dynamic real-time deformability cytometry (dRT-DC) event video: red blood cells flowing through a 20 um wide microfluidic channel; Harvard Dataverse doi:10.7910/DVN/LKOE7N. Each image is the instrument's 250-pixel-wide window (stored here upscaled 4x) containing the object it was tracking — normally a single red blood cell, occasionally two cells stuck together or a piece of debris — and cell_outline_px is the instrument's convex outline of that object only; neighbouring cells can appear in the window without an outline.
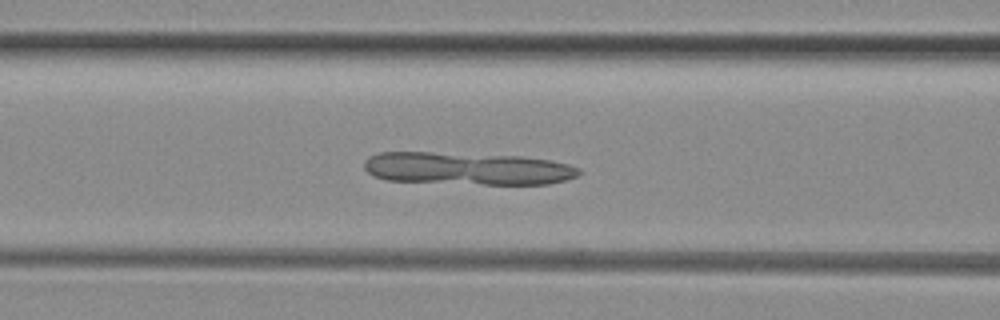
{"species": "common noctule bat (a hibernating species)", "species_latin": "Nyctalus noctula", "temperature_condition": "room temperature", "stored_images_in_passage": 44, "camera_frame_rate_fps": 3000, "um_per_image_px": 0.085, "animal": {"sex": "female", "body_mass_g": 29.2, "forearm_length_mm": 56.3}, "frame": {"image": 1, "passage_image": 19, "time_ms": 6.0, "image_size_px": [1000, 320], "cell_outline_px": [[580, 172], [576, 176], [564, 180], [548, 184], [484, 184], [388, 180], [376, 176], [368, 172], [364, 168], [364, 160], [368, 156], [380, 152], [432, 152], [520, 156], [548, 160], [568, 164], [580, 168]], "centroid_in_image_um": [39.71, 14.31], "position_along_channel_um": 126.9, "area_um2": 40.52}}
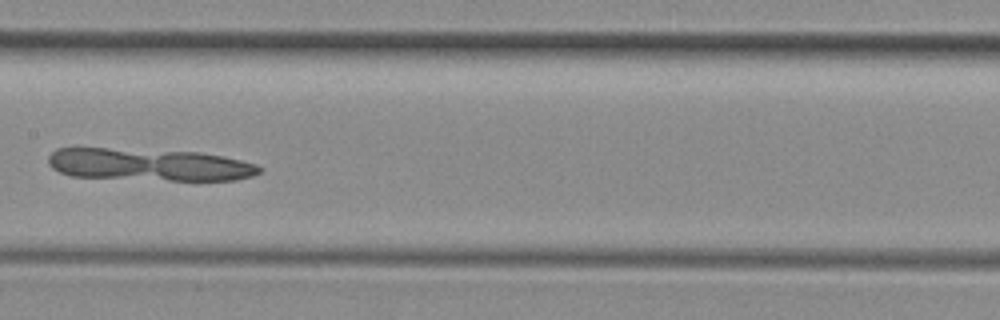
{"frame": {"image": 2, "passage_image": 24, "time_ms": 7.667, "image_size_px": [1000, 320], "cell_outline_px": [[264, 168], [260, 172], [252, 176], [236, 180], [168, 180], [72, 176], [60, 172], [52, 168], [48, 164], [48, 156], [56, 148], [108, 148], [200, 152], [224, 156], [256, 164]], "centroid_in_image_um": [12.69, 13.99], "position_along_channel_um": 194.7, "area_um2": 39.77}}